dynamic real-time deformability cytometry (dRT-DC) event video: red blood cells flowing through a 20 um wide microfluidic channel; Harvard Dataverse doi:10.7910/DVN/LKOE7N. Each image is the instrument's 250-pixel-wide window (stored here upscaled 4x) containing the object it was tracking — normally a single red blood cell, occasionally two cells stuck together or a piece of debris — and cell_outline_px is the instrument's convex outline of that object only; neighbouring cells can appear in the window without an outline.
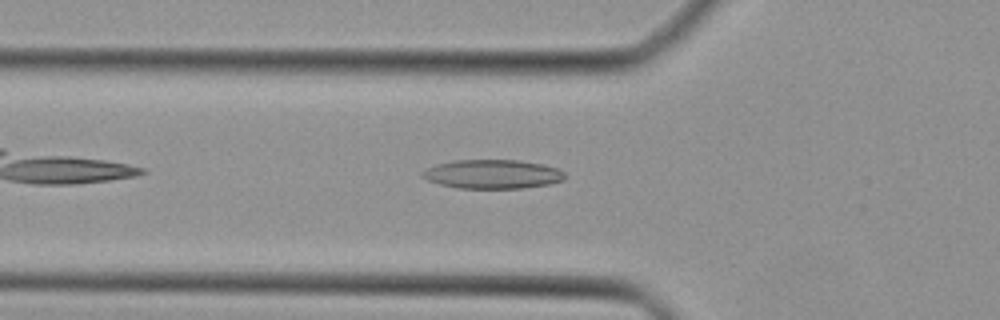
{"species": "Egyptian fruit bat (a non-hibernating species)", "species_latin": "Rousettus aegyptiacus", "temperature_condition": "cold", "stored_images_in_passage": 33, "camera_frame_rate_fps": 3000, "um_per_image_px": 0.085, "animal": {"sex": "female"}, "frame": {"image": 1, "passage_image": 4, "time_ms": 1.0, "image_size_px": [1000, 320], "cell_outline_px": [[568, 176], [564, 180], [548, 184], [520, 188], [456, 188], [440, 184], [428, 180], [420, 176], [420, 172], [436, 164], [456, 160], [520, 160], [544, 164], [560, 168]], "centroid_in_image_um": [41.9, 14.79], "position_along_channel_um": 83.9, "area_um2": 24.28}}
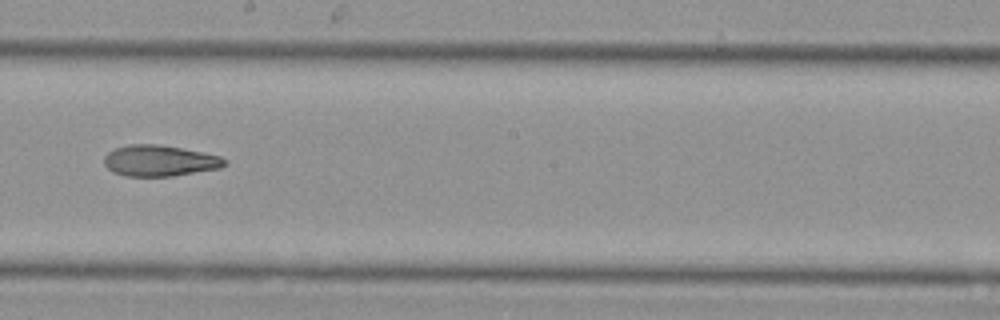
{"frame": {"image": 2, "passage_image": 14, "time_ms": 4.333, "image_size_px": [1000, 320], "cell_outline_px": [[228, 164], [220, 168], [172, 176], [128, 176], [112, 172], [104, 164], [104, 156], [108, 152], [116, 148], [128, 144], [160, 144], [220, 156], [228, 160]], "centroid_in_image_um": [13.57, 13.66], "position_along_channel_um": 234.6, "area_um2": 21.79}}
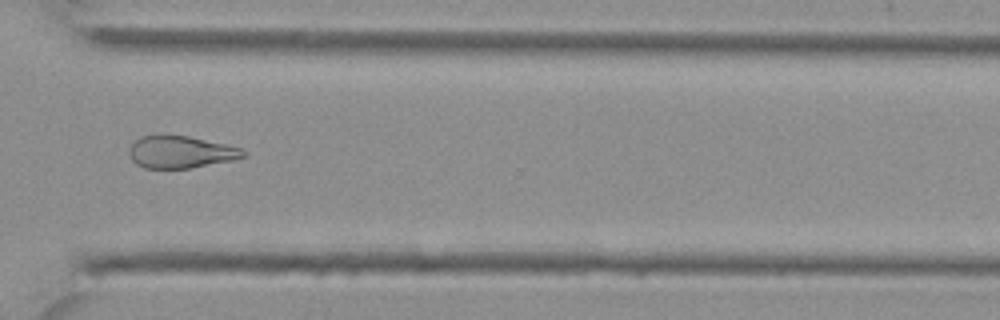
{"frame": {"image": 3, "passage_image": 22, "time_ms": 7.0, "image_size_px": [1000, 320], "cell_outline_px": [[248, 152], [244, 156], [232, 160], [192, 168], [144, 168], [136, 164], [132, 160], [128, 152], [128, 148], [140, 136], [160, 132], [188, 136], [224, 144], [240, 148]], "centroid_in_image_um": [15.29, 12.89], "position_along_channel_um": 355.3, "area_um2": 21.85}}